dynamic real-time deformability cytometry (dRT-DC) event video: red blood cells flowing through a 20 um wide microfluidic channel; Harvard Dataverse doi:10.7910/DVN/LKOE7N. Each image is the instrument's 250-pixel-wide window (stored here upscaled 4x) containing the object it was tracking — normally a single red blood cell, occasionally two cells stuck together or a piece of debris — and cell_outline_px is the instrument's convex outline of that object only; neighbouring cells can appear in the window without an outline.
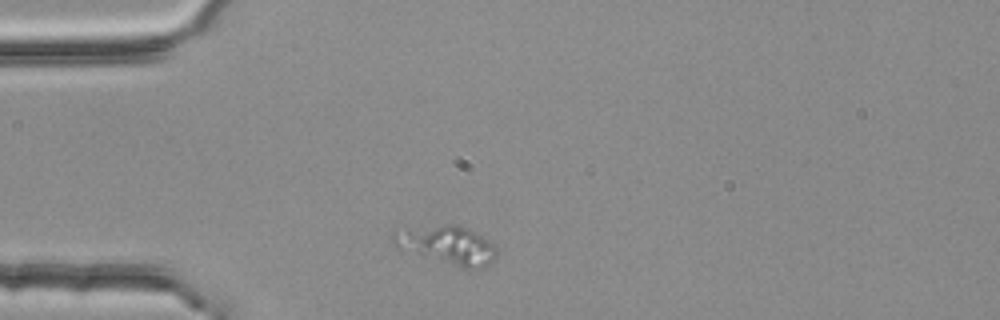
{"species": "common noctule bat (a hibernating species)", "species_latin": "Nyctalus noctula", "temperature_condition": "room temperature", "stored_images_in_passage": 2, "camera_frame_rate_fps": 3000, "um_per_image_px": 0.085, "animal": {"sex": "female", "body_mass_g": 25.1}, "frame": {"image": 1, "passage_image": 1, "time_ms": 0.0, "image_size_px": [1000, 320], "cell_outline_px": [[496, 256], [492, 264], [480, 268], [464, 268], [396, 248], [392, 244], [392, 232], [444, 224], [452, 224], [464, 228], [488, 240], [496, 248]], "centroid_in_image_um": [38.01, 20.85], "position_along_channel_um": 47.0, "area_um2": 22.54}}